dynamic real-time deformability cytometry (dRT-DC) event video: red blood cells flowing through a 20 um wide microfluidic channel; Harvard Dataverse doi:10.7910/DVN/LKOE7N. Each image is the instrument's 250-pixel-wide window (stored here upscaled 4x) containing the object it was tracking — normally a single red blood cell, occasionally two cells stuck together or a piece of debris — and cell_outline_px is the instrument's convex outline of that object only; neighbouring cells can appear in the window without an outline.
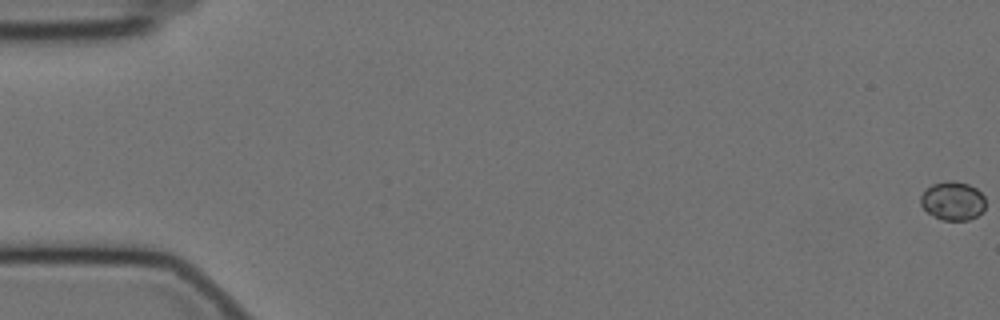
{"species": "Egyptian fruit bat (a non-hibernating species)", "species_latin": "Rousettus aegyptiacus", "temperature_condition": "cold", "stored_images_in_passage": 60, "camera_frame_rate_fps": 3000, "um_per_image_px": 0.085, "animal": {"sex": "female"}, "frame": {"image": 1, "passage_image": 1, "time_ms": 0.0, "image_size_px": [1000, 320], "cell_outline_px": [[984, 208], [976, 216], [968, 220], [940, 220], [932, 216], [920, 204], [920, 196], [924, 188], [932, 184], [948, 180], [952, 180], [968, 184], [976, 188], [984, 196]], "centroid_in_image_um": [80.94, 17.06], "position_along_channel_um": 4.1, "area_um2": 14.74}}
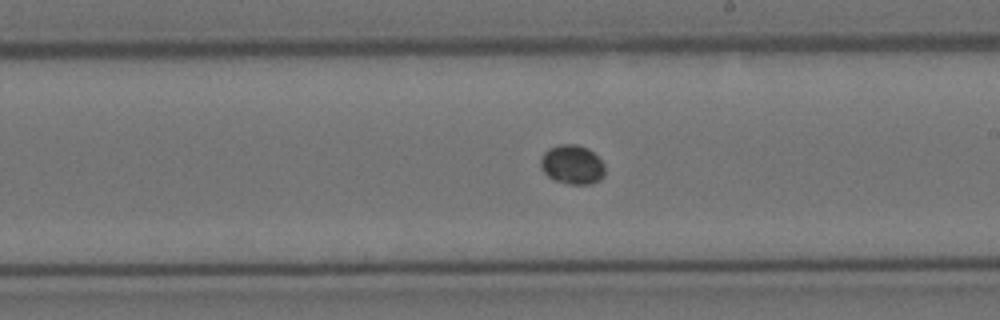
{"frame": {"image": 2, "passage_image": 35, "time_ms": 11.333, "image_size_px": [1000, 320], "cell_outline_px": [[604, 176], [600, 180], [592, 184], [568, 184], [552, 180], [540, 168], [540, 160], [544, 152], [548, 148], [560, 144], [576, 144], [588, 148], [604, 164]], "centroid_in_image_um": [48.62, 14.0], "position_along_channel_um": 240.4, "area_um2": 14.85}}
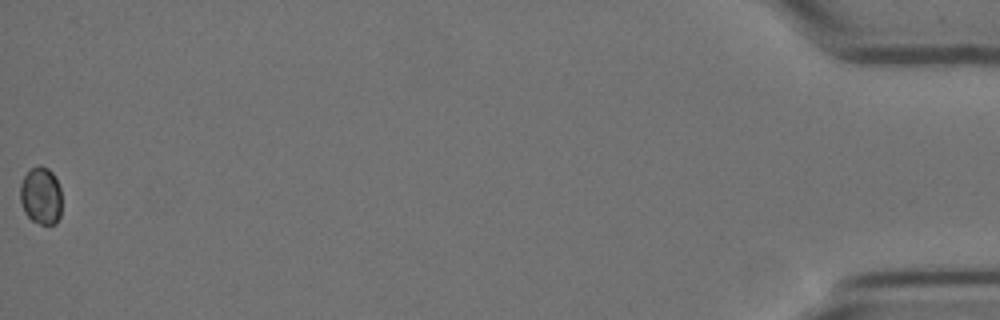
{"frame": {"image": 3, "passage_image": 60, "time_ms": 19.667, "image_size_px": [1000, 320], "cell_outline_px": [[60, 216], [56, 224], [40, 224], [32, 220], [24, 212], [20, 200], [20, 184], [24, 176], [32, 168], [40, 164], [48, 168], [52, 172], [60, 188]], "centroid_in_image_um": [3.47, 16.64], "position_along_channel_um": 431.7, "area_um2": 13.87}}